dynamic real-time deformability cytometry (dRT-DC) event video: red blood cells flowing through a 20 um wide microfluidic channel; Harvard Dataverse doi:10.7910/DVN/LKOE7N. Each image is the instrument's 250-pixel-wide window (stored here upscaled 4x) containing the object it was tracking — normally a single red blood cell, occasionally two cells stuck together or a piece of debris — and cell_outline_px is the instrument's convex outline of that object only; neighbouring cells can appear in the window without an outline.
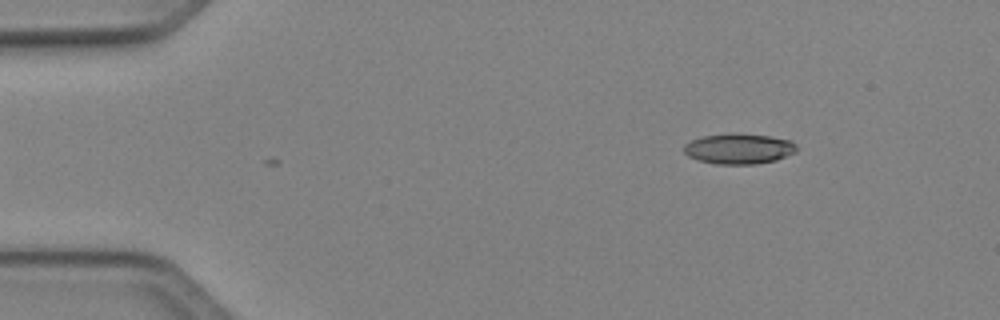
{"species": "Egyptian fruit bat (a non-hibernating species)", "species_latin": "Rousettus aegyptiacus", "temperature_condition": "cold", "stored_images_in_passage": 44, "camera_frame_rate_fps": 3000, "um_per_image_px": 0.085, "animal": {"sex": "female"}, "frame": {"image": 1, "passage_image": 1, "time_ms": 0.0, "image_size_px": [1000, 320], "cell_outline_px": [[796, 152], [776, 160], [756, 164], [716, 164], [696, 160], [688, 156], [684, 152], [684, 144], [692, 140], [704, 136], [732, 132], [740, 132], [768, 136], [792, 140], [796, 144]], "centroid_in_image_um": [62.8, 12.63], "position_along_channel_um": 22.2, "area_um2": 20.29}}
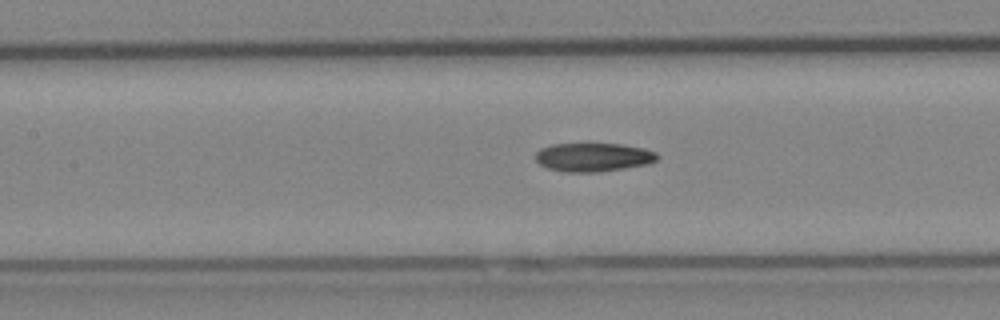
{"frame": {"image": 2, "passage_image": 17, "time_ms": 5.333, "image_size_px": [1000, 320], "cell_outline_px": [[660, 156], [656, 160], [648, 164], [600, 172], [564, 172], [548, 168], [540, 164], [536, 160], [536, 152], [540, 148], [552, 144], [624, 144], [644, 148], [656, 152]], "centroid_in_image_um": [50.44, 13.36], "position_along_channel_um": 157.0, "area_um2": 20.4}}
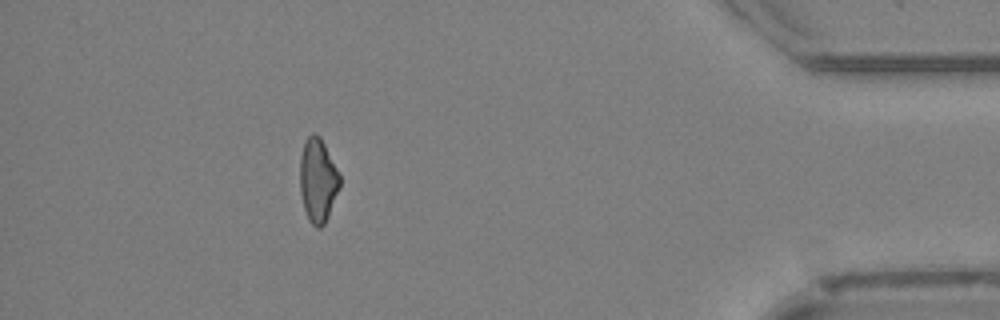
{"frame": {"image": 3, "passage_image": 39, "time_ms": 12.667, "image_size_px": [1000, 320], "cell_outline_px": [[340, 188], [328, 216], [324, 224], [320, 228], [316, 228], [308, 220], [304, 208], [300, 192], [300, 156], [304, 140], [312, 132], [320, 136], [340, 172]], "centroid_in_image_um": [27.02, 15.3], "position_along_channel_um": 408.2, "area_um2": 19.77}, "authors_computed_cell_mechanics": {"area_um2": 20.1144, "velocity_mm_per_s": 4.1141, "shape_relaxation_time_tau1_ms": null, "shape_relaxation_time_tau2_ms": 7.0675, "deformation_change_tau1": null, "deformation_change_tau2": 0.1532}}